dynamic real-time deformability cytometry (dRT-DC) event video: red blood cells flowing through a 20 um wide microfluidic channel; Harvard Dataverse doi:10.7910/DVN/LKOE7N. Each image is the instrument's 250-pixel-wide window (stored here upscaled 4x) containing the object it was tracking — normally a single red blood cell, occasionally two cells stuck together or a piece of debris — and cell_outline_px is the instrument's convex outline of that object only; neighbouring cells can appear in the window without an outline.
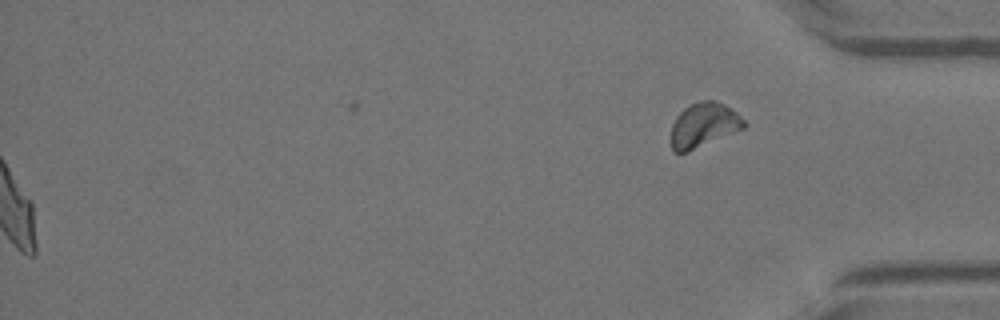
{"species": "Egyptian fruit bat (a non-hibernating species)", "species_latin": "Rousettus aegyptiacus", "temperature_condition": "warm", "stored_images_in_passage": 48, "segment_of_instrument_passage": [2, 2], "camera_frame_rate_fps": 3000, "um_per_image_px": 0.085, "animal": {"sex": "female"}, "frame": {"image": 1, "passage_image": 48, "time_ms": 15.667, "image_size_px": [1000, 320], "cell_outline_px": [[748, 124], [744, 128], [688, 152], [672, 152], [672, 124], [676, 116], [684, 108], [700, 100], [716, 100], [732, 108]], "centroid_in_image_um": [59.83, 10.62], "position_along_channel_um": 375.4, "area_um2": 18.9}}